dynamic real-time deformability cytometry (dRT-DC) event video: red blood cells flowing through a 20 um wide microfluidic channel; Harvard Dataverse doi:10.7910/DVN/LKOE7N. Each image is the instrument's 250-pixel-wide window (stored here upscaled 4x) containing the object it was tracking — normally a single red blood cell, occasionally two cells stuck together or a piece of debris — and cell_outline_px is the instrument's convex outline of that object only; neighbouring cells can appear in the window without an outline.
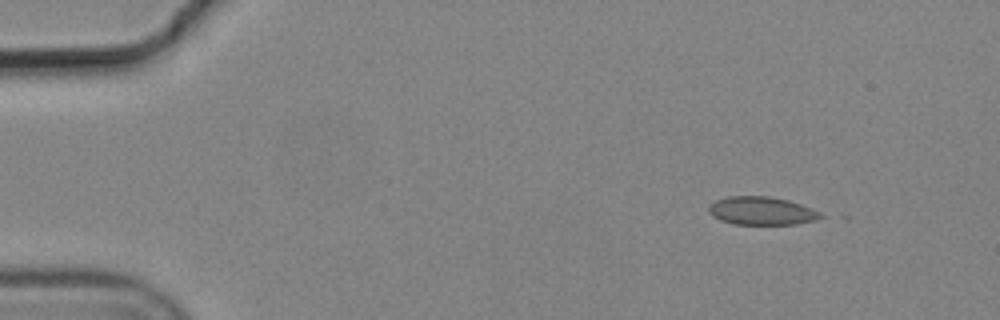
{"species": "common noctule bat (a hibernating species)", "species_latin": "Nyctalus noctula", "temperature_condition": "cold", "stored_images_in_passage": 4, "camera_frame_rate_fps": 3000, "um_per_image_px": 0.085, "animal": {"sex": "male", "body_mass_g": 19.2, "forearm_length_mm": 51.8}, "frame": {"image": 1, "passage_image": 1, "time_ms": 0.0, "image_size_px": [1000, 320], "cell_outline_px": [[824, 216], [816, 220], [796, 224], [732, 224], [720, 220], [712, 216], [708, 212], [708, 208], [716, 200], [728, 196], [768, 196], [788, 200], [800, 204], [820, 212]], "centroid_in_image_um": [64.72, 17.92], "position_along_channel_um": 20.3, "area_um2": 18.32}}
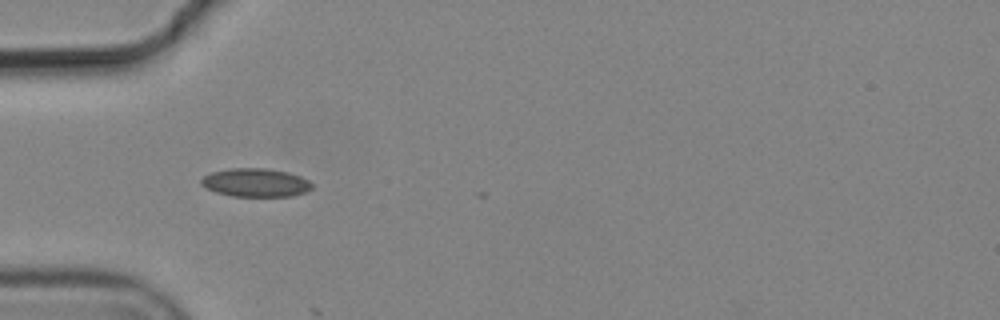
{"frame": {"image": 2, "passage_image": 4, "time_ms": 1.0, "image_size_px": [1000, 320], "cell_outline_px": [[312, 188], [304, 192], [292, 196], [232, 196], [216, 192], [200, 184], [200, 180], [204, 176], [212, 172], [228, 168], [264, 168], [288, 172], [300, 176], [308, 180], [312, 184]], "centroid_in_image_um": [21.72, 15.51], "position_along_channel_um": 63.3, "area_um2": 18.26}}